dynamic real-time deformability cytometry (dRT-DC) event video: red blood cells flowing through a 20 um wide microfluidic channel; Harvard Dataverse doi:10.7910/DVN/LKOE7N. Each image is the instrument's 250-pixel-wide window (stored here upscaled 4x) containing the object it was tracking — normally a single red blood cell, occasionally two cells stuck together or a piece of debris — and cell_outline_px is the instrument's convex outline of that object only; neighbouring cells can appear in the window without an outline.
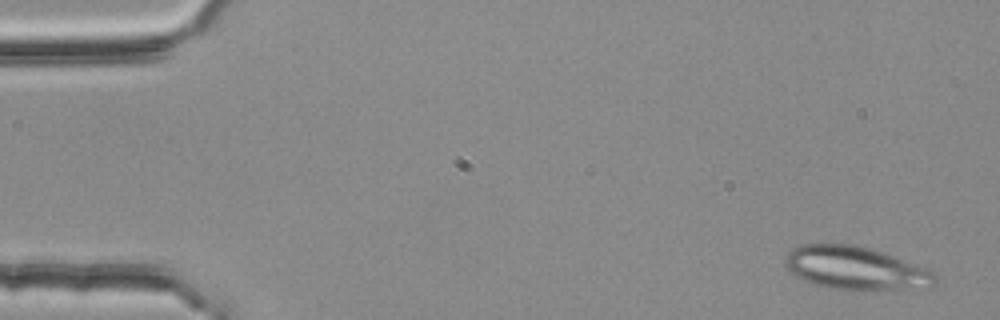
{"species": "common noctule bat (a hibernating species)", "species_latin": "Nyctalus noctula", "temperature_condition": "room temperature", "stored_images_in_passage": 52, "camera_frame_rate_fps": 3000, "um_per_image_px": 0.085, "animal": {"sex": "female", "body_mass_g": 25.1}, "frame": {"image": 1, "passage_image": 3, "time_ms": 0.667, "image_size_px": [1000, 320], "cell_outline_px": [[940, 280], [936, 284], [928, 288], [828, 288], [804, 280], [796, 276], [784, 264], [784, 260], [788, 252], [792, 248], [800, 244], [856, 244], [884, 252], [932, 268], [936, 272]], "centroid_in_image_um": [72.81, 22.75], "position_along_channel_um": 12.2, "area_um2": 37.8}}
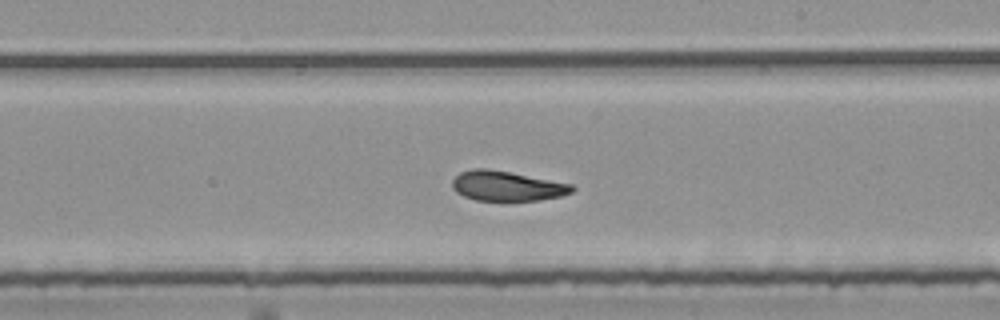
{"frame": {"image": 2, "passage_image": 32, "time_ms": 10.333, "image_size_px": [1000, 320], "cell_outline_px": [[576, 188], [572, 192], [560, 196], [540, 200], [476, 200], [464, 196], [456, 192], [452, 188], [452, 180], [460, 172], [476, 168], [488, 168], [572, 184]], "centroid_in_image_um": [43.07, 15.8], "position_along_channel_um": 245.9, "area_um2": 20.69}}
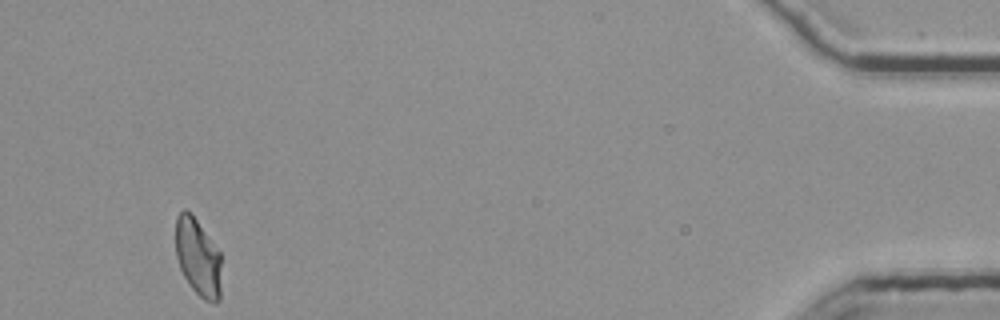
{"frame": {"image": 3, "passage_image": 52, "time_ms": 17.0, "image_size_px": [1000, 320], "cell_outline_px": [[220, 300], [204, 300], [192, 288], [184, 276], [180, 268], [176, 256], [176, 216], [184, 208], [192, 212], [220, 252]], "centroid_in_image_um": [16.81, 21.8], "position_along_channel_um": 418.4, "area_um2": 20.58}, "authors_computed_cell_mechanics": {"area_um2": 21.9062, "velocity_mm_per_s": 3.7655, "shape_relaxation_time_tau1_ms": 10.6246, "shape_relaxation_time_tau2_ms": 1.5264, "deformation_change_tau1": 0.2288, "deformation_change_tau2": 0.0693}}